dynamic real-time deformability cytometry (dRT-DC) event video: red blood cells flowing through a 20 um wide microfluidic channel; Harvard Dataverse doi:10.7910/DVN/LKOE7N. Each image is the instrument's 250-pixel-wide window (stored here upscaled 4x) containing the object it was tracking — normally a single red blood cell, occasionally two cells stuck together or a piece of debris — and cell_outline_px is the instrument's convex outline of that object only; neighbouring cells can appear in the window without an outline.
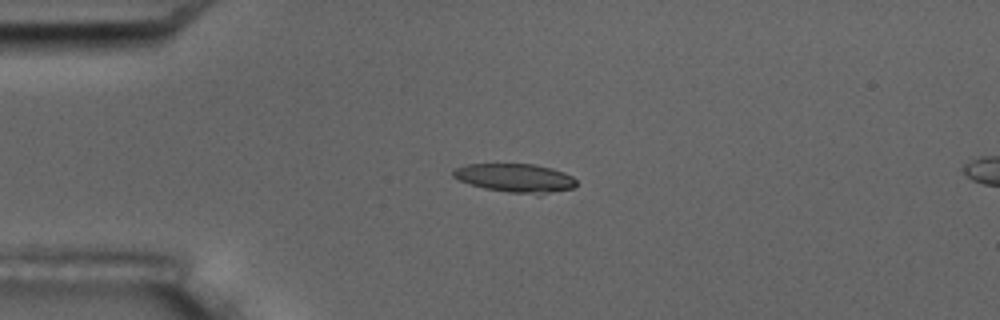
{"species": "common noctule bat (a hibernating species)", "species_latin": "Nyctalus noctula", "temperature_condition": "room temperature", "stored_images_in_passage": 2, "camera_frame_rate_fps": 3000, "um_per_image_px": 0.085, "animal": {"sex": "male", "body_mass_g": 17.5, "forearm_length_mm": 52.3}, "frame": {"image": 1, "passage_image": 1, "time_ms": 0.0, "image_size_px": [1000, 320], "cell_outline_px": [[576, 184], [572, 188], [540, 196], [536, 196], [508, 192], [484, 188], [460, 180], [452, 176], [452, 168], [468, 164], [532, 164], [552, 168], [564, 172], [572, 176], [576, 180]], "centroid_in_image_um": [43.83, 15.14], "position_along_channel_um": 41.2, "area_um2": 20.87}}